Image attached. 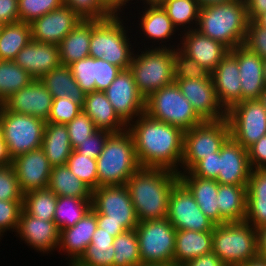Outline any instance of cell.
Returning a JSON list of instances; mask_svg holds the SVG:
<instances>
[{
  "instance_id": "cell-1",
  "label": "cell",
  "mask_w": 266,
  "mask_h": 266,
  "mask_svg": "<svg viewBox=\"0 0 266 266\" xmlns=\"http://www.w3.org/2000/svg\"><path fill=\"white\" fill-rule=\"evenodd\" d=\"M131 122L127 130L133 137L140 166L165 168L178 173L183 158L184 131L154 120L146 113Z\"/></svg>"
},
{
  "instance_id": "cell-2",
  "label": "cell",
  "mask_w": 266,
  "mask_h": 266,
  "mask_svg": "<svg viewBox=\"0 0 266 266\" xmlns=\"http://www.w3.org/2000/svg\"><path fill=\"white\" fill-rule=\"evenodd\" d=\"M179 181L177 172L140 167L125 183L138 222L166 219L170 192Z\"/></svg>"
},
{
  "instance_id": "cell-3",
  "label": "cell",
  "mask_w": 266,
  "mask_h": 266,
  "mask_svg": "<svg viewBox=\"0 0 266 266\" xmlns=\"http://www.w3.org/2000/svg\"><path fill=\"white\" fill-rule=\"evenodd\" d=\"M249 18L245 0L202 6L196 30L230 50L243 45Z\"/></svg>"
},
{
  "instance_id": "cell-4",
  "label": "cell",
  "mask_w": 266,
  "mask_h": 266,
  "mask_svg": "<svg viewBox=\"0 0 266 266\" xmlns=\"http://www.w3.org/2000/svg\"><path fill=\"white\" fill-rule=\"evenodd\" d=\"M92 209L97 227L113 237L135 229L138 218L125 185L99 186L92 191Z\"/></svg>"
},
{
  "instance_id": "cell-5",
  "label": "cell",
  "mask_w": 266,
  "mask_h": 266,
  "mask_svg": "<svg viewBox=\"0 0 266 266\" xmlns=\"http://www.w3.org/2000/svg\"><path fill=\"white\" fill-rule=\"evenodd\" d=\"M98 187L125 185L141 167L135 152V144L128 130L112 133L96 159Z\"/></svg>"
},
{
  "instance_id": "cell-6",
  "label": "cell",
  "mask_w": 266,
  "mask_h": 266,
  "mask_svg": "<svg viewBox=\"0 0 266 266\" xmlns=\"http://www.w3.org/2000/svg\"><path fill=\"white\" fill-rule=\"evenodd\" d=\"M118 14L120 15L119 12H114L110 17L97 20L92 25L89 55L95 59L102 58L121 70H126L131 65L134 53L132 47H129L132 44Z\"/></svg>"
},
{
  "instance_id": "cell-7",
  "label": "cell",
  "mask_w": 266,
  "mask_h": 266,
  "mask_svg": "<svg viewBox=\"0 0 266 266\" xmlns=\"http://www.w3.org/2000/svg\"><path fill=\"white\" fill-rule=\"evenodd\" d=\"M212 251L226 266H241L258 256L256 228L246 221L215 225Z\"/></svg>"
},
{
  "instance_id": "cell-8",
  "label": "cell",
  "mask_w": 266,
  "mask_h": 266,
  "mask_svg": "<svg viewBox=\"0 0 266 266\" xmlns=\"http://www.w3.org/2000/svg\"><path fill=\"white\" fill-rule=\"evenodd\" d=\"M155 47L134 53L129 70L137 90L146 99L160 88L174 83L173 46Z\"/></svg>"
},
{
  "instance_id": "cell-9",
  "label": "cell",
  "mask_w": 266,
  "mask_h": 266,
  "mask_svg": "<svg viewBox=\"0 0 266 266\" xmlns=\"http://www.w3.org/2000/svg\"><path fill=\"white\" fill-rule=\"evenodd\" d=\"M145 113L154 120L178 127L184 132L203 122L175 82L145 99Z\"/></svg>"
},
{
  "instance_id": "cell-10",
  "label": "cell",
  "mask_w": 266,
  "mask_h": 266,
  "mask_svg": "<svg viewBox=\"0 0 266 266\" xmlns=\"http://www.w3.org/2000/svg\"><path fill=\"white\" fill-rule=\"evenodd\" d=\"M1 134L11 159L41 148L46 122L31 115L8 111L0 107Z\"/></svg>"
},
{
  "instance_id": "cell-11",
  "label": "cell",
  "mask_w": 266,
  "mask_h": 266,
  "mask_svg": "<svg viewBox=\"0 0 266 266\" xmlns=\"http://www.w3.org/2000/svg\"><path fill=\"white\" fill-rule=\"evenodd\" d=\"M230 137L227 119L203 121L184 132L183 172L190 171L204 157L219 152L221 146Z\"/></svg>"
},
{
  "instance_id": "cell-12",
  "label": "cell",
  "mask_w": 266,
  "mask_h": 266,
  "mask_svg": "<svg viewBox=\"0 0 266 266\" xmlns=\"http://www.w3.org/2000/svg\"><path fill=\"white\" fill-rule=\"evenodd\" d=\"M135 230L141 264H173L176 228L167 218L139 222Z\"/></svg>"
},
{
  "instance_id": "cell-13",
  "label": "cell",
  "mask_w": 266,
  "mask_h": 266,
  "mask_svg": "<svg viewBox=\"0 0 266 266\" xmlns=\"http://www.w3.org/2000/svg\"><path fill=\"white\" fill-rule=\"evenodd\" d=\"M230 137L248 149L266 135V110L259 100L236 103L226 112Z\"/></svg>"
},
{
  "instance_id": "cell-14",
  "label": "cell",
  "mask_w": 266,
  "mask_h": 266,
  "mask_svg": "<svg viewBox=\"0 0 266 266\" xmlns=\"http://www.w3.org/2000/svg\"><path fill=\"white\" fill-rule=\"evenodd\" d=\"M167 219L176 230L213 231L215 224L200 210L194 196L179 180L170 192Z\"/></svg>"
},
{
  "instance_id": "cell-15",
  "label": "cell",
  "mask_w": 266,
  "mask_h": 266,
  "mask_svg": "<svg viewBox=\"0 0 266 266\" xmlns=\"http://www.w3.org/2000/svg\"><path fill=\"white\" fill-rule=\"evenodd\" d=\"M104 92L115 112L127 125L133 118L145 113V98L137 90L129 69L121 70Z\"/></svg>"
},
{
  "instance_id": "cell-16",
  "label": "cell",
  "mask_w": 266,
  "mask_h": 266,
  "mask_svg": "<svg viewBox=\"0 0 266 266\" xmlns=\"http://www.w3.org/2000/svg\"><path fill=\"white\" fill-rule=\"evenodd\" d=\"M183 96L203 121L222 120L226 110L219 103L212 78L174 79Z\"/></svg>"
},
{
  "instance_id": "cell-17",
  "label": "cell",
  "mask_w": 266,
  "mask_h": 266,
  "mask_svg": "<svg viewBox=\"0 0 266 266\" xmlns=\"http://www.w3.org/2000/svg\"><path fill=\"white\" fill-rule=\"evenodd\" d=\"M82 20L69 6L46 13L30 23L31 40L59 45L63 38Z\"/></svg>"
},
{
  "instance_id": "cell-18",
  "label": "cell",
  "mask_w": 266,
  "mask_h": 266,
  "mask_svg": "<svg viewBox=\"0 0 266 266\" xmlns=\"http://www.w3.org/2000/svg\"><path fill=\"white\" fill-rule=\"evenodd\" d=\"M11 165L23 193L48 187L52 166L42 148L16 156Z\"/></svg>"
},
{
  "instance_id": "cell-19",
  "label": "cell",
  "mask_w": 266,
  "mask_h": 266,
  "mask_svg": "<svg viewBox=\"0 0 266 266\" xmlns=\"http://www.w3.org/2000/svg\"><path fill=\"white\" fill-rule=\"evenodd\" d=\"M53 97L39 79L15 92L2 105L10 112L48 121Z\"/></svg>"
},
{
  "instance_id": "cell-20",
  "label": "cell",
  "mask_w": 266,
  "mask_h": 266,
  "mask_svg": "<svg viewBox=\"0 0 266 266\" xmlns=\"http://www.w3.org/2000/svg\"><path fill=\"white\" fill-rule=\"evenodd\" d=\"M217 182L229 185H248L251 173L248 149L229 137L220 148Z\"/></svg>"
},
{
  "instance_id": "cell-21",
  "label": "cell",
  "mask_w": 266,
  "mask_h": 266,
  "mask_svg": "<svg viewBox=\"0 0 266 266\" xmlns=\"http://www.w3.org/2000/svg\"><path fill=\"white\" fill-rule=\"evenodd\" d=\"M187 28L181 37L183 45L179 49L212 73L230 49L223 43L201 34L195 27Z\"/></svg>"
},
{
  "instance_id": "cell-22",
  "label": "cell",
  "mask_w": 266,
  "mask_h": 266,
  "mask_svg": "<svg viewBox=\"0 0 266 266\" xmlns=\"http://www.w3.org/2000/svg\"><path fill=\"white\" fill-rule=\"evenodd\" d=\"M18 232L21 240L27 245L43 253L59 246L60 231L54 221H45L29 215L23 208L19 216Z\"/></svg>"
},
{
  "instance_id": "cell-23",
  "label": "cell",
  "mask_w": 266,
  "mask_h": 266,
  "mask_svg": "<svg viewBox=\"0 0 266 266\" xmlns=\"http://www.w3.org/2000/svg\"><path fill=\"white\" fill-rule=\"evenodd\" d=\"M13 61L34 79H40L45 73L61 65L59 45L31 40Z\"/></svg>"
},
{
  "instance_id": "cell-24",
  "label": "cell",
  "mask_w": 266,
  "mask_h": 266,
  "mask_svg": "<svg viewBox=\"0 0 266 266\" xmlns=\"http://www.w3.org/2000/svg\"><path fill=\"white\" fill-rule=\"evenodd\" d=\"M230 52L237 58L241 79V101L258 100L266 87L263 78V59L240 45Z\"/></svg>"
},
{
  "instance_id": "cell-25",
  "label": "cell",
  "mask_w": 266,
  "mask_h": 266,
  "mask_svg": "<svg viewBox=\"0 0 266 266\" xmlns=\"http://www.w3.org/2000/svg\"><path fill=\"white\" fill-rule=\"evenodd\" d=\"M219 103L227 111L241 102V79L237 58L229 52L211 73Z\"/></svg>"
},
{
  "instance_id": "cell-26",
  "label": "cell",
  "mask_w": 266,
  "mask_h": 266,
  "mask_svg": "<svg viewBox=\"0 0 266 266\" xmlns=\"http://www.w3.org/2000/svg\"><path fill=\"white\" fill-rule=\"evenodd\" d=\"M96 229L97 215L91 209L74 226L60 230L58 249L68 253L70 263H76L90 245Z\"/></svg>"
},
{
  "instance_id": "cell-27",
  "label": "cell",
  "mask_w": 266,
  "mask_h": 266,
  "mask_svg": "<svg viewBox=\"0 0 266 266\" xmlns=\"http://www.w3.org/2000/svg\"><path fill=\"white\" fill-rule=\"evenodd\" d=\"M179 180L188 188L194 196L200 210L215 225L226 223L220 216L218 207V185L216 180L203 179L194 176L190 171L178 172Z\"/></svg>"
},
{
  "instance_id": "cell-28",
  "label": "cell",
  "mask_w": 266,
  "mask_h": 266,
  "mask_svg": "<svg viewBox=\"0 0 266 266\" xmlns=\"http://www.w3.org/2000/svg\"><path fill=\"white\" fill-rule=\"evenodd\" d=\"M82 109L92 119L98 130H106L110 133L127 130V124L115 112L105 92L93 91L86 94Z\"/></svg>"
},
{
  "instance_id": "cell-29",
  "label": "cell",
  "mask_w": 266,
  "mask_h": 266,
  "mask_svg": "<svg viewBox=\"0 0 266 266\" xmlns=\"http://www.w3.org/2000/svg\"><path fill=\"white\" fill-rule=\"evenodd\" d=\"M96 19H82L59 44L60 63L69 66L89 55L92 25Z\"/></svg>"
},
{
  "instance_id": "cell-30",
  "label": "cell",
  "mask_w": 266,
  "mask_h": 266,
  "mask_svg": "<svg viewBox=\"0 0 266 266\" xmlns=\"http://www.w3.org/2000/svg\"><path fill=\"white\" fill-rule=\"evenodd\" d=\"M213 231L176 230L173 264L182 266L186 262L212 252Z\"/></svg>"
},
{
  "instance_id": "cell-31",
  "label": "cell",
  "mask_w": 266,
  "mask_h": 266,
  "mask_svg": "<svg viewBox=\"0 0 266 266\" xmlns=\"http://www.w3.org/2000/svg\"><path fill=\"white\" fill-rule=\"evenodd\" d=\"M245 221L254 228L266 224V169L251 170L247 186Z\"/></svg>"
},
{
  "instance_id": "cell-32",
  "label": "cell",
  "mask_w": 266,
  "mask_h": 266,
  "mask_svg": "<svg viewBox=\"0 0 266 266\" xmlns=\"http://www.w3.org/2000/svg\"><path fill=\"white\" fill-rule=\"evenodd\" d=\"M42 84L55 98H70L82 107L85 103L86 94L75 81L69 66L59 67L45 73L40 79Z\"/></svg>"
},
{
  "instance_id": "cell-33",
  "label": "cell",
  "mask_w": 266,
  "mask_h": 266,
  "mask_svg": "<svg viewBox=\"0 0 266 266\" xmlns=\"http://www.w3.org/2000/svg\"><path fill=\"white\" fill-rule=\"evenodd\" d=\"M41 148L52 167L66 165L73 151L66 125L46 122Z\"/></svg>"
},
{
  "instance_id": "cell-34",
  "label": "cell",
  "mask_w": 266,
  "mask_h": 266,
  "mask_svg": "<svg viewBox=\"0 0 266 266\" xmlns=\"http://www.w3.org/2000/svg\"><path fill=\"white\" fill-rule=\"evenodd\" d=\"M248 185H218V207L226 222L245 221Z\"/></svg>"
},
{
  "instance_id": "cell-35",
  "label": "cell",
  "mask_w": 266,
  "mask_h": 266,
  "mask_svg": "<svg viewBox=\"0 0 266 266\" xmlns=\"http://www.w3.org/2000/svg\"><path fill=\"white\" fill-rule=\"evenodd\" d=\"M48 188L58 197L70 196L92 200V190L74 175L67 165L52 167Z\"/></svg>"
},
{
  "instance_id": "cell-36",
  "label": "cell",
  "mask_w": 266,
  "mask_h": 266,
  "mask_svg": "<svg viewBox=\"0 0 266 266\" xmlns=\"http://www.w3.org/2000/svg\"><path fill=\"white\" fill-rule=\"evenodd\" d=\"M114 238L110 233L97 227L90 245L76 264L78 266H114Z\"/></svg>"
},
{
  "instance_id": "cell-37",
  "label": "cell",
  "mask_w": 266,
  "mask_h": 266,
  "mask_svg": "<svg viewBox=\"0 0 266 266\" xmlns=\"http://www.w3.org/2000/svg\"><path fill=\"white\" fill-rule=\"evenodd\" d=\"M146 6L149 7H145L140 21L143 34L157 42L171 38L179 28L173 25L163 7L160 4H147Z\"/></svg>"
},
{
  "instance_id": "cell-38",
  "label": "cell",
  "mask_w": 266,
  "mask_h": 266,
  "mask_svg": "<svg viewBox=\"0 0 266 266\" xmlns=\"http://www.w3.org/2000/svg\"><path fill=\"white\" fill-rule=\"evenodd\" d=\"M30 41V23L18 21L3 25L0 31V60H14Z\"/></svg>"
},
{
  "instance_id": "cell-39",
  "label": "cell",
  "mask_w": 266,
  "mask_h": 266,
  "mask_svg": "<svg viewBox=\"0 0 266 266\" xmlns=\"http://www.w3.org/2000/svg\"><path fill=\"white\" fill-rule=\"evenodd\" d=\"M91 209L92 200L59 196L54 213V222L59 231L72 227Z\"/></svg>"
},
{
  "instance_id": "cell-40",
  "label": "cell",
  "mask_w": 266,
  "mask_h": 266,
  "mask_svg": "<svg viewBox=\"0 0 266 266\" xmlns=\"http://www.w3.org/2000/svg\"><path fill=\"white\" fill-rule=\"evenodd\" d=\"M33 80L34 78L13 60H0V104Z\"/></svg>"
},
{
  "instance_id": "cell-41",
  "label": "cell",
  "mask_w": 266,
  "mask_h": 266,
  "mask_svg": "<svg viewBox=\"0 0 266 266\" xmlns=\"http://www.w3.org/2000/svg\"><path fill=\"white\" fill-rule=\"evenodd\" d=\"M58 196L48 187L24 193L22 208L29 214L45 221H54Z\"/></svg>"
},
{
  "instance_id": "cell-42",
  "label": "cell",
  "mask_w": 266,
  "mask_h": 266,
  "mask_svg": "<svg viewBox=\"0 0 266 266\" xmlns=\"http://www.w3.org/2000/svg\"><path fill=\"white\" fill-rule=\"evenodd\" d=\"M114 266H138L141 264L137 233L125 231L114 238Z\"/></svg>"
},
{
  "instance_id": "cell-43",
  "label": "cell",
  "mask_w": 266,
  "mask_h": 266,
  "mask_svg": "<svg viewBox=\"0 0 266 266\" xmlns=\"http://www.w3.org/2000/svg\"><path fill=\"white\" fill-rule=\"evenodd\" d=\"M160 5L176 28L192 24V22L197 26L201 8L197 0H164Z\"/></svg>"
},
{
  "instance_id": "cell-44",
  "label": "cell",
  "mask_w": 266,
  "mask_h": 266,
  "mask_svg": "<svg viewBox=\"0 0 266 266\" xmlns=\"http://www.w3.org/2000/svg\"><path fill=\"white\" fill-rule=\"evenodd\" d=\"M66 165L92 191L98 187L96 159L88 158L73 150Z\"/></svg>"
},
{
  "instance_id": "cell-45",
  "label": "cell",
  "mask_w": 266,
  "mask_h": 266,
  "mask_svg": "<svg viewBox=\"0 0 266 266\" xmlns=\"http://www.w3.org/2000/svg\"><path fill=\"white\" fill-rule=\"evenodd\" d=\"M174 79L211 78V72L183 53L178 47L173 49Z\"/></svg>"
},
{
  "instance_id": "cell-46",
  "label": "cell",
  "mask_w": 266,
  "mask_h": 266,
  "mask_svg": "<svg viewBox=\"0 0 266 266\" xmlns=\"http://www.w3.org/2000/svg\"><path fill=\"white\" fill-rule=\"evenodd\" d=\"M82 19H106L114 11L103 0H63Z\"/></svg>"
},
{
  "instance_id": "cell-47",
  "label": "cell",
  "mask_w": 266,
  "mask_h": 266,
  "mask_svg": "<svg viewBox=\"0 0 266 266\" xmlns=\"http://www.w3.org/2000/svg\"><path fill=\"white\" fill-rule=\"evenodd\" d=\"M63 4V0H18L19 21L31 23Z\"/></svg>"
},
{
  "instance_id": "cell-48",
  "label": "cell",
  "mask_w": 266,
  "mask_h": 266,
  "mask_svg": "<svg viewBox=\"0 0 266 266\" xmlns=\"http://www.w3.org/2000/svg\"><path fill=\"white\" fill-rule=\"evenodd\" d=\"M72 75L85 94L96 91L95 58L88 56L69 65Z\"/></svg>"
},
{
  "instance_id": "cell-49",
  "label": "cell",
  "mask_w": 266,
  "mask_h": 266,
  "mask_svg": "<svg viewBox=\"0 0 266 266\" xmlns=\"http://www.w3.org/2000/svg\"><path fill=\"white\" fill-rule=\"evenodd\" d=\"M81 111H83L82 106L72 99L66 97L55 98L53 99L47 122L66 125Z\"/></svg>"
},
{
  "instance_id": "cell-50",
  "label": "cell",
  "mask_w": 266,
  "mask_h": 266,
  "mask_svg": "<svg viewBox=\"0 0 266 266\" xmlns=\"http://www.w3.org/2000/svg\"><path fill=\"white\" fill-rule=\"evenodd\" d=\"M23 196L13 166H0V200L23 201Z\"/></svg>"
},
{
  "instance_id": "cell-51",
  "label": "cell",
  "mask_w": 266,
  "mask_h": 266,
  "mask_svg": "<svg viewBox=\"0 0 266 266\" xmlns=\"http://www.w3.org/2000/svg\"><path fill=\"white\" fill-rule=\"evenodd\" d=\"M69 133L70 144L74 149L77 145L82 144L97 129L92 119L81 111L72 121L66 124Z\"/></svg>"
},
{
  "instance_id": "cell-52",
  "label": "cell",
  "mask_w": 266,
  "mask_h": 266,
  "mask_svg": "<svg viewBox=\"0 0 266 266\" xmlns=\"http://www.w3.org/2000/svg\"><path fill=\"white\" fill-rule=\"evenodd\" d=\"M23 201L0 200V235L10 229L17 230ZM15 229V230H14Z\"/></svg>"
},
{
  "instance_id": "cell-53",
  "label": "cell",
  "mask_w": 266,
  "mask_h": 266,
  "mask_svg": "<svg viewBox=\"0 0 266 266\" xmlns=\"http://www.w3.org/2000/svg\"><path fill=\"white\" fill-rule=\"evenodd\" d=\"M112 133L106 130H96L82 144L77 145L73 150L88 158L97 159L106 143L107 138Z\"/></svg>"
},
{
  "instance_id": "cell-54",
  "label": "cell",
  "mask_w": 266,
  "mask_h": 266,
  "mask_svg": "<svg viewBox=\"0 0 266 266\" xmlns=\"http://www.w3.org/2000/svg\"><path fill=\"white\" fill-rule=\"evenodd\" d=\"M250 51L256 53L262 59L266 58V28L259 26L255 21L249 20L248 29L244 41Z\"/></svg>"
},
{
  "instance_id": "cell-55",
  "label": "cell",
  "mask_w": 266,
  "mask_h": 266,
  "mask_svg": "<svg viewBox=\"0 0 266 266\" xmlns=\"http://www.w3.org/2000/svg\"><path fill=\"white\" fill-rule=\"evenodd\" d=\"M121 69L108 63L102 58L95 59V84L96 91L104 92L114 81Z\"/></svg>"
},
{
  "instance_id": "cell-56",
  "label": "cell",
  "mask_w": 266,
  "mask_h": 266,
  "mask_svg": "<svg viewBox=\"0 0 266 266\" xmlns=\"http://www.w3.org/2000/svg\"><path fill=\"white\" fill-rule=\"evenodd\" d=\"M220 151L204 157L190 172L199 178L217 180L219 175Z\"/></svg>"
},
{
  "instance_id": "cell-57",
  "label": "cell",
  "mask_w": 266,
  "mask_h": 266,
  "mask_svg": "<svg viewBox=\"0 0 266 266\" xmlns=\"http://www.w3.org/2000/svg\"><path fill=\"white\" fill-rule=\"evenodd\" d=\"M248 157L252 170L266 169V135L248 148Z\"/></svg>"
},
{
  "instance_id": "cell-58",
  "label": "cell",
  "mask_w": 266,
  "mask_h": 266,
  "mask_svg": "<svg viewBox=\"0 0 266 266\" xmlns=\"http://www.w3.org/2000/svg\"><path fill=\"white\" fill-rule=\"evenodd\" d=\"M18 21V0H0V23L2 25H6Z\"/></svg>"
},
{
  "instance_id": "cell-59",
  "label": "cell",
  "mask_w": 266,
  "mask_h": 266,
  "mask_svg": "<svg viewBox=\"0 0 266 266\" xmlns=\"http://www.w3.org/2000/svg\"><path fill=\"white\" fill-rule=\"evenodd\" d=\"M182 266H226L220 258L212 251L200 257L186 262Z\"/></svg>"
},
{
  "instance_id": "cell-60",
  "label": "cell",
  "mask_w": 266,
  "mask_h": 266,
  "mask_svg": "<svg viewBox=\"0 0 266 266\" xmlns=\"http://www.w3.org/2000/svg\"><path fill=\"white\" fill-rule=\"evenodd\" d=\"M249 20L254 21L260 14L266 12V0H245Z\"/></svg>"
},
{
  "instance_id": "cell-61",
  "label": "cell",
  "mask_w": 266,
  "mask_h": 266,
  "mask_svg": "<svg viewBox=\"0 0 266 266\" xmlns=\"http://www.w3.org/2000/svg\"><path fill=\"white\" fill-rule=\"evenodd\" d=\"M257 255L266 258V224L257 227Z\"/></svg>"
},
{
  "instance_id": "cell-62",
  "label": "cell",
  "mask_w": 266,
  "mask_h": 266,
  "mask_svg": "<svg viewBox=\"0 0 266 266\" xmlns=\"http://www.w3.org/2000/svg\"><path fill=\"white\" fill-rule=\"evenodd\" d=\"M12 163V159L9 156L6 143L0 134V166L9 165Z\"/></svg>"
},
{
  "instance_id": "cell-63",
  "label": "cell",
  "mask_w": 266,
  "mask_h": 266,
  "mask_svg": "<svg viewBox=\"0 0 266 266\" xmlns=\"http://www.w3.org/2000/svg\"><path fill=\"white\" fill-rule=\"evenodd\" d=\"M114 12L122 11V6H126V3L130 0H103Z\"/></svg>"
},
{
  "instance_id": "cell-64",
  "label": "cell",
  "mask_w": 266,
  "mask_h": 266,
  "mask_svg": "<svg viewBox=\"0 0 266 266\" xmlns=\"http://www.w3.org/2000/svg\"><path fill=\"white\" fill-rule=\"evenodd\" d=\"M241 266H266V258L257 256L246 263H243Z\"/></svg>"
},
{
  "instance_id": "cell-65",
  "label": "cell",
  "mask_w": 266,
  "mask_h": 266,
  "mask_svg": "<svg viewBox=\"0 0 266 266\" xmlns=\"http://www.w3.org/2000/svg\"><path fill=\"white\" fill-rule=\"evenodd\" d=\"M234 0H197L200 6H207L212 4H221V3H228Z\"/></svg>"
},
{
  "instance_id": "cell-66",
  "label": "cell",
  "mask_w": 266,
  "mask_h": 266,
  "mask_svg": "<svg viewBox=\"0 0 266 266\" xmlns=\"http://www.w3.org/2000/svg\"><path fill=\"white\" fill-rule=\"evenodd\" d=\"M259 26L266 28V12L260 14L255 20H254Z\"/></svg>"
},
{
  "instance_id": "cell-67",
  "label": "cell",
  "mask_w": 266,
  "mask_h": 266,
  "mask_svg": "<svg viewBox=\"0 0 266 266\" xmlns=\"http://www.w3.org/2000/svg\"><path fill=\"white\" fill-rule=\"evenodd\" d=\"M258 100L264 106L266 110V87L264 88Z\"/></svg>"
},
{
  "instance_id": "cell-68",
  "label": "cell",
  "mask_w": 266,
  "mask_h": 266,
  "mask_svg": "<svg viewBox=\"0 0 266 266\" xmlns=\"http://www.w3.org/2000/svg\"><path fill=\"white\" fill-rule=\"evenodd\" d=\"M138 266H175L174 264H140Z\"/></svg>"
},
{
  "instance_id": "cell-69",
  "label": "cell",
  "mask_w": 266,
  "mask_h": 266,
  "mask_svg": "<svg viewBox=\"0 0 266 266\" xmlns=\"http://www.w3.org/2000/svg\"><path fill=\"white\" fill-rule=\"evenodd\" d=\"M263 78L266 85V58L263 59Z\"/></svg>"
},
{
  "instance_id": "cell-70",
  "label": "cell",
  "mask_w": 266,
  "mask_h": 266,
  "mask_svg": "<svg viewBox=\"0 0 266 266\" xmlns=\"http://www.w3.org/2000/svg\"><path fill=\"white\" fill-rule=\"evenodd\" d=\"M146 4H160L164 0H143Z\"/></svg>"
},
{
  "instance_id": "cell-71",
  "label": "cell",
  "mask_w": 266,
  "mask_h": 266,
  "mask_svg": "<svg viewBox=\"0 0 266 266\" xmlns=\"http://www.w3.org/2000/svg\"><path fill=\"white\" fill-rule=\"evenodd\" d=\"M69 266H78L76 263H69Z\"/></svg>"
}]
</instances>
